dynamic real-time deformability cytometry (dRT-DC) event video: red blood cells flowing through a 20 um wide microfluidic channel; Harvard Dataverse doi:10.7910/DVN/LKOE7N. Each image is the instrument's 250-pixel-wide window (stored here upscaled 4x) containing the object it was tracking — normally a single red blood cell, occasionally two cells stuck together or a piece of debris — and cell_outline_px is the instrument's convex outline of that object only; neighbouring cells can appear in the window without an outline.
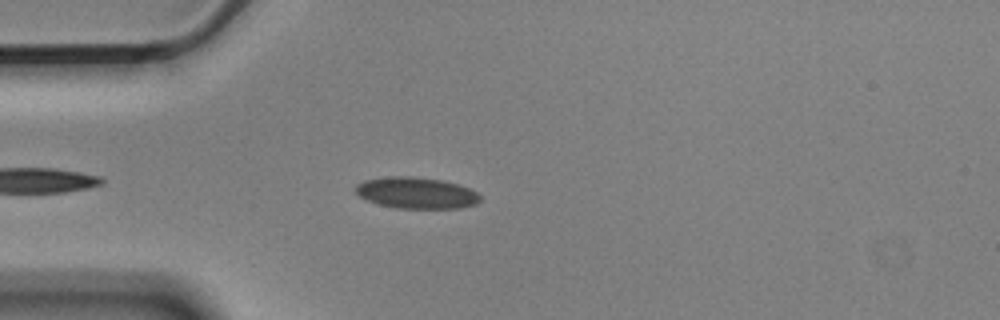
{"species": "Egyptian fruit bat (a non-hibernating species)", "species_latin": "Rousettus aegyptiacus", "temperature_condition": "cold", "stored_images_in_passage": 44, "camera_frame_rate_fps": 3000, "um_per_image_px": 0.085, "animal": {"sex": "male"}, "frame": {"image": 1, "passage_image": 6, "time_ms": 1.667, "image_size_px": [1000, 320], "cell_outline_px": [[480, 200], [476, 204], [460, 208], [396, 208], [380, 204], [368, 200], [360, 196], [352, 188], [356, 184], [364, 180], [392, 176], [412, 176], [440, 180], [456, 184], [468, 188], [476, 192], [480, 196]], "centroid_in_image_um": [35.36, 16.39], "position_along_channel_um": 49.6, "area_um2": 22.6}}
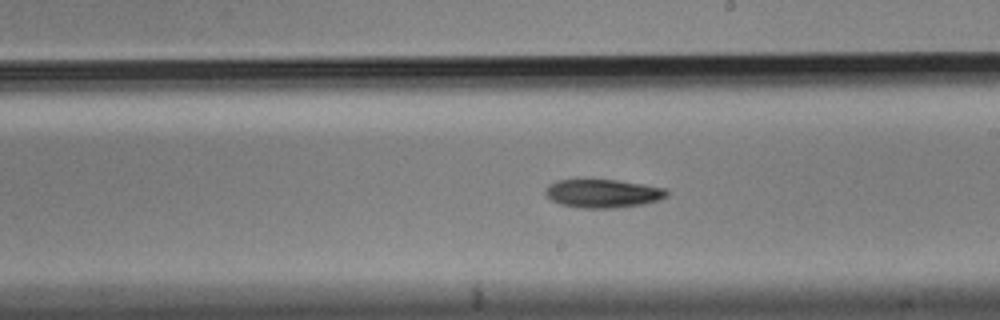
{"frame": {"image": 2, "passage_image": 19, "time_ms": 6.0, "image_size_px": [1000, 320], "cell_outline_px": [[668, 196], [656, 200], [640, 204], [612, 208], [580, 208], [560, 204], [552, 200], [544, 192], [548, 184], [556, 180], [576, 176], [616, 180], [664, 188], [668, 192]], "centroid_in_image_um": [51.12, 16.39], "position_along_channel_um": 237.9, "area_um2": 20.63}}
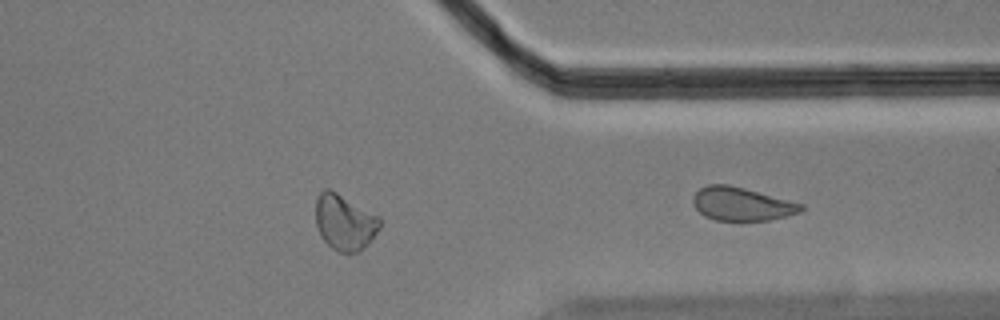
{"frame": {"image": 3, "passage_image": 32, "time_ms": 10.333, "image_size_px": [1000, 320], "cell_outline_px": [[380, 228], [364, 248], [348, 256], [332, 248], [320, 236], [316, 224], [316, 200], [320, 192], [324, 188], [328, 188], [336, 192], [380, 216]], "centroid_in_image_um": [29.29, 18.91], "position_along_channel_um": 382.1, "area_um2": 20.98}, "authors_computed_cell_mechanics": {"area_um2": 20.9236, "velocity_mm_per_s": 3.5595, "shape_relaxation_time_tau1_ms": 5.1139, "shape_relaxation_time_tau2_ms": null, "deformation_change_tau1": 0.0971, "deformation_change_tau2": null}}